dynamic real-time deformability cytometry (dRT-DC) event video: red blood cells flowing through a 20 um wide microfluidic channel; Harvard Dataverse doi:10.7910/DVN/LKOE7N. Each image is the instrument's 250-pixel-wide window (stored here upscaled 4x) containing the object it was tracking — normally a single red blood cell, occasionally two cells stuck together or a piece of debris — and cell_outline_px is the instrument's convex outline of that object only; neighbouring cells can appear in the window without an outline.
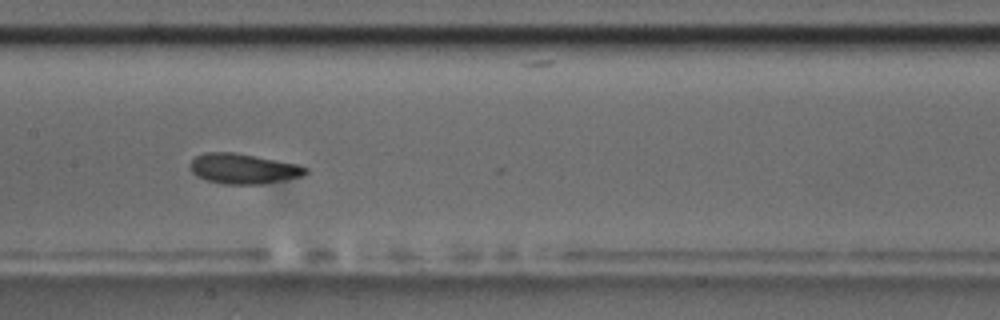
{"species": "common noctule bat (a hibernating species)", "species_latin": "Nyctalus noctula", "temperature_condition": "room temperature", "stored_images_in_passage": 22, "camera_frame_rate_fps": 3000, "um_per_image_px": 0.085, "animal": {"sex": "male", "body_mass_g": 17.5, "forearm_length_mm": 52.3}, "frame": {"image": 1, "passage_image": 10, "time_ms": 3.0, "image_size_px": [1000, 320], "cell_outline_px": [[308, 172], [300, 176], [260, 184], [224, 184], [208, 180], [196, 176], [192, 172], [188, 164], [196, 156], [204, 152], [232, 152], [256, 156], [296, 164], [308, 168]], "centroid_in_image_um": [20.62, 14.33], "position_along_channel_um": 186.8, "area_um2": 20.06}}
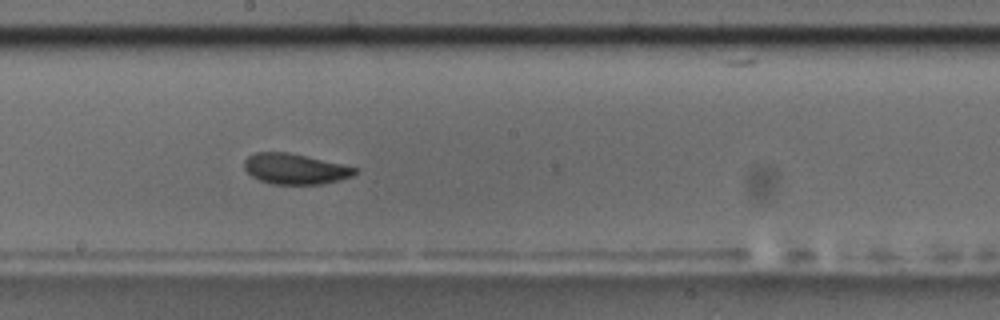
{"frame": {"image": 2, "passage_image": 13, "time_ms": 4.0, "image_size_px": [1000, 320], "cell_outline_px": [[356, 172], [352, 176], [340, 180], [324, 184], [272, 184], [260, 180], [252, 176], [244, 168], [244, 160], [248, 156], [256, 152], [288, 152], [340, 164], [356, 168]], "centroid_in_image_um": [25.05, 14.36], "position_along_channel_um": 223.2, "area_um2": 19.48}}